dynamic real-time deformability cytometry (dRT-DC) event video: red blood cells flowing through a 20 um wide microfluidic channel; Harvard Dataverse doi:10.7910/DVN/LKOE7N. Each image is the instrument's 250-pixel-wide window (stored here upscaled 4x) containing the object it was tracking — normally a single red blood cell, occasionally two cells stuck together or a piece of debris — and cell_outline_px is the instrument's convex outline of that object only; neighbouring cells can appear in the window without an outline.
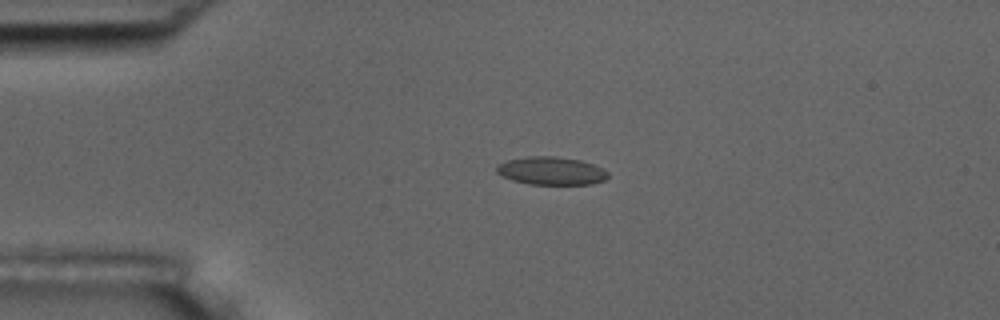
{"species": "common noctule bat (a hibernating species)", "species_latin": "Nyctalus noctula", "temperature_condition": "room temperature", "stored_images_in_passage": 6, "camera_frame_rate_fps": 3000, "um_per_image_px": 0.085, "animal": {"sex": "male", "body_mass_g": 17.5, "forearm_length_mm": 52.3}, "frame": {"image": 1, "passage_image": 4, "time_ms": 3.667, "image_size_px": [1000, 320], "cell_outline_px": [[608, 176], [604, 180], [592, 184], [528, 184], [512, 180], [500, 176], [496, 172], [496, 164], [508, 160], [528, 156], [556, 156], [580, 160], [604, 168], [608, 172]], "centroid_in_image_um": [46.83, 14.52], "position_along_channel_um": 38.2, "area_um2": 18.32}}